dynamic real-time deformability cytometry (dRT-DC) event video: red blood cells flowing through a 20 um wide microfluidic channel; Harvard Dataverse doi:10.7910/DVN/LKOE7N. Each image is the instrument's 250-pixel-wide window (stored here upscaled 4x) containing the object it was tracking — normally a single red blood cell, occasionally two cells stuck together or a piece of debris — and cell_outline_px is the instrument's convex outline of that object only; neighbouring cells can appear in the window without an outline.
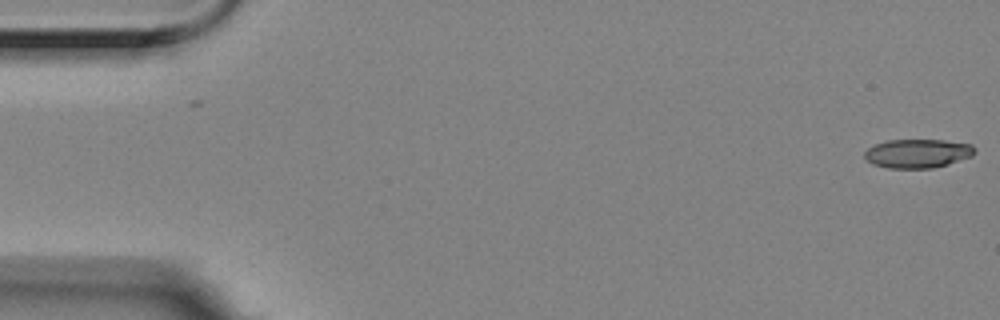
{"species": "Egyptian fruit bat (a non-hibernating species)", "species_latin": "Rousettus aegyptiacus", "temperature_condition": "room temperature", "stored_images_in_passage": 2, "camera_frame_rate_fps": 3000, "um_per_image_px": 0.085, "animal": {"sex": "female"}, "frame": {"image": 1, "passage_image": 2, "time_ms": 0.333, "image_size_px": [1000, 320], "cell_outline_px": [[976, 152], [972, 156], [948, 164], [932, 168], [888, 168], [872, 164], [864, 156], [864, 152], [872, 144], [888, 140], [944, 140], [972, 144], [976, 148]], "centroid_in_image_um": [78.0, 13.03], "position_along_channel_um": 7.0, "area_um2": 18.67}}